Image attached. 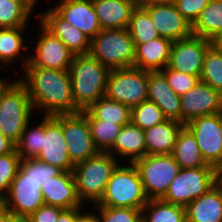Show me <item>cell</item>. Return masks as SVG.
I'll return each instance as SVG.
<instances>
[{"label":"cell","mask_w":222,"mask_h":222,"mask_svg":"<svg viewBox=\"0 0 222 222\" xmlns=\"http://www.w3.org/2000/svg\"><path fill=\"white\" fill-rule=\"evenodd\" d=\"M62 132L73 165L86 161L99 153L92 140L85 111L62 114Z\"/></svg>","instance_id":"30bf717a"},{"label":"cell","mask_w":222,"mask_h":222,"mask_svg":"<svg viewBox=\"0 0 222 222\" xmlns=\"http://www.w3.org/2000/svg\"><path fill=\"white\" fill-rule=\"evenodd\" d=\"M83 207H77V220L76 222H101L98 213L93 209L82 211ZM88 211V212H86ZM95 212V213H94Z\"/></svg>","instance_id":"ee69618b"},{"label":"cell","mask_w":222,"mask_h":222,"mask_svg":"<svg viewBox=\"0 0 222 222\" xmlns=\"http://www.w3.org/2000/svg\"><path fill=\"white\" fill-rule=\"evenodd\" d=\"M222 32V0H211L192 24V35L212 40Z\"/></svg>","instance_id":"f546056e"},{"label":"cell","mask_w":222,"mask_h":222,"mask_svg":"<svg viewBox=\"0 0 222 222\" xmlns=\"http://www.w3.org/2000/svg\"><path fill=\"white\" fill-rule=\"evenodd\" d=\"M210 1L211 0H178L175 5L178 12L193 24Z\"/></svg>","instance_id":"b9f144b4"},{"label":"cell","mask_w":222,"mask_h":222,"mask_svg":"<svg viewBox=\"0 0 222 222\" xmlns=\"http://www.w3.org/2000/svg\"><path fill=\"white\" fill-rule=\"evenodd\" d=\"M63 208L43 204L35 212L29 215L25 222H56Z\"/></svg>","instance_id":"7bdbcfd3"},{"label":"cell","mask_w":222,"mask_h":222,"mask_svg":"<svg viewBox=\"0 0 222 222\" xmlns=\"http://www.w3.org/2000/svg\"><path fill=\"white\" fill-rule=\"evenodd\" d=\"M216 182V169L213 167L181 168L162 200L186 207Z\"/></svg>","instance_id":"ba28073f"},{"label":"cell","mask_w":222,"mask_h":222,"mask_svg":"<svg viewBox=\"0 0 222 222\" xmlns=\"http://www.w3.org/2000/svg\"><path fill=\"white\" fill-rule=\"evenodd\" d=\"M148 199H162L180 171L172 154L145 155L133 163Z\"/></svg>","instance_id":"52a82bcc"},{"label":"cell","mask_w":222,"mask_h":222,"mask_svg":"<svg viewBox=\"0 0 222 222\" xmlns=\"http://www.w3.org/2000/svg\"><path fill=\"white\" fill-rule=\"evenodd\" d=\"M2 3H31L29 0H0V4Z\"/></svg>","instance_id":"f5cc1de1"},{"label":"cell","mask_w":222,"mask_h":222,"mask_svg":"<svg viewBox=\"0 0 222 222\" xmlns=\"http://www.w3.org/2000/svg\"><path fill=\"white\" fill-rule=\"evenodd\" d=\"M68 71L75 107L80 112L105 96L110 69L90 54L74 56Z\"/></svg>","instance_id":"7a4b0ae2"},{"label":"cell","mask_w":222,"mask_h":222,"mask_svg":"<svg viewBox=\"0 0 222 222\" xmlns=\"http://www.w3.org/2000/svg\"><path fill=\"white\" fill-rule=\"evenodd\" d=\"M186 126L195 136L206 164L217 169L222 164L221 113L197 117Z\"/></svg>","instance_id":"4fadbf2b"},{"label":"cell","mask_w":222,"mask_h":222,"mask_svg":"<svg viewBox=\"0 0 222 222\" xmlns=\"http://www.w3.org/2000/svg\"><path fill=\"white\" fill-rule=\"evenodd\" d=\"M46 10L37 14V24L40 23L53 36L59 38L75 56L89 54L91 40L64 20L52 7Z\"/></svg>","instance_id":"e0dca14e"},{"label":"cell","mask_w":222,"mask_h":222,"mask_svg":"<svg viewBox=\"0 0 222 222\" xmlns=\"http://www.w3.org/2000/svg\"><path fill=\"white\" fill-rule=\"evenodd\" d=\"M9 80V78L8 79H5V78H0V89H1V87L7 82Z\"/></svg>","instance_id":"db71d44e"},{"label":"cell","mask_w":222,"mask_h":222,"mask_svg":"<svg viewBox=\"0 0 222 222\" xmlns=\"http://www.w3.org/2000/svg\"><path fill=\"white\" fill-rule=\"evenodd\" d=\"M89 54L110 70L133 67L135 45L127 28L101 30L91 39Z\"/></svg>","instance_id":"8992f818"},{"label":"cell","mask_w":222,"mask_h":222,"mask_svg":"<svg viewBox=\"0 0 222 222\" xmlns=\"http://www.w3.org/2000/svg\"><path fill=\"white\" fill-rule=\"evenodd\" d=\"M212 46H214L219 52L222 53V32L215 36L211 40Z\"/></svg>","instance_id":"681fc988"},{"label":"cell","mask_w":222,"mask_h":222,"mask_svg":"<svg viewBox=\"0 0 222 222\" xmlns=\"http://www.w3.org/2000/svg\"><path fill=\"white\" fill-rule=\"evenodd\" d=\"M101 222H142V209L92 206Z\"/></svg>","instance_id":"f35d334b"},{"label":"cell","mask_w":222,"mask_h":222,"mask_svg":"<svg viewBox=\"0 0 222 222\" xmlns=\"http://www.w3.org/2000/svg\"><path fill=\"white\" fill-rule=\"evenodd\" d=\"M120 163L126 158L127 163H134L146 155L144 131L132 122L122 126L117 139L108 151ZM121 160H120V159Z\"/></svg>","instance_id":"603a6c76"},{"label":"cell","mask_w":222,"mask_h":222,"mask_svg":"<svg viewBox=\"0 0 222 222\" xmlns=\"http://www.w3.org/2000/svg\"><path fill=\"white\" fill-rule=\"evenodd\" d=\"M92 140L99 152H108L114 145L121 125L104 120H88Z\"/></svg>","instance_id":"d590c367"},{"label":"cell","mask_w":222,"mask_h":222,"mask_svg":"<svg viewBox=\"0 0 222 222\" xmlns=\"http://www.w3.org/2000/svg\"><path fill=\"white\" fill-rule=\"evenodd\" d=\"M119 163L106 184L102 198L92 206L142 209L148 202L139 172L133 163Z\"/></svg>","instance_id":"277c9868"},{"label":"cell","mask_w":222,"mask_h":222,"mask_svg":"<svg viewBox=\"0 0 222 222\" xmlns=\"http://www.w3.org/2000/svg\"><path fill=\"white\" fill-rule=\"evenodd\" d=\"M167 120L160 107L146 100L131 108V122L143 131Z\"/></svg>","instance_id":"8d00e7d4"},{"label":"cell","mask_w":222,"mask_h":222,"mask_svg":"<svg viewBox=\"0 0 222 222\" xmlns=\"http://www.w3.org/2000/svg\"><path fill=\"white\" fill-rule=\"evenodd\" d=\"M171 154L180 168L212 167L204 161L197 140L186 125L179 131Z\"/></svg>","instance_id":"83f0119b"},{"label":"cell","mask_w":222,"mask_h":222,"mask_svg":"<svg viewBox=\"0 0 222 222\" xmlns=\"http://www.w3.org/2000/svg\"><path fill=\"white\" fill-rule=\"evenodd\" d=\"M45 204L63 209L83 207L76 192V182L73 171H63L60 175L51 177L41 186Z\"/></svg>","instance_id":"ffe728a7"},{"label":"cell","mask_w":222,"mask_h":222,"mask_svg":"<svg viewBox=\"0 0 222 222\" xmlns=\"http://www.w3.org/2000/svg\"><path fill=\"white\" fill-rule=\"evenodd\" d=\"M134 44H142L159 37L148 11L144 7H136L127 27Z\"/></svg>","instance_id":"836d02e7"},{"label":"cell","mask_w":222,"mask_h":222,"mask_svg":"<svg viewBox=\"0 0 222 222\" xmlns=\"http://www.w3.org/2000/svg\"><path fill=\"white\" fill-rule=\"evenodd\" d=\"M25 85L34 110L42 115L56 116L80 112L75 107L68 70L24 67Z\"/></svg>","instance_id":"6da1fadb"},{"label":"cell","mask_w":222,"mask_h":222,"mask_svg":"<svg viewBox=\"0 0 222 222\" xmlns=\"http://www.w3.org/2000/svg\"><path fill=\"white\" fill-rule=\"evenodd\" d=\"M102 30L127 28L136 7L123 0H92Z\"/></svg>","instance_id":"4316f807"},{"label":"cell","mask_w":222,"mask_h":222,"mask_svg":"<svg viewBox=\"0 0 222 222\" xmlns=\"http://www.w3.org/2000/svg\"><path fill=\"white\" fill-rule=\"evenodd\" d=\"M0 222H25V219L6 210L0 205Z\"/></svg>","instance_id":"bcb514c9"},{"label":"cell","mask_w":222,"mask_h":222,"mask_svg":"<svg viewBox=\"0 0 222 222\" xmlns=\"http://www.w3.org/2000/svg\"><path fill=\"white\" fill-rule=\"evenodd\" d=\"M142 222H186L185 207L150 199L142 208Z\"/></svg>","instance_id":"4dcf8cb0"},{"label":"cell","mask_w":222,"mask_h":222,"mask_svg":"<svg viewBox=\"0 0 222 222\" xmlns=\"http://www.w3.org/2000/svg\"><path fill=\"white\" fill-rule=\"evenodd\" d=\"M41 186L34 179L28 178L20 169L0 200V205L6 210L26 219L40 206L45 204Z\"/></svg>","instance_id":"8fae6325"},{"label":"cell","mask_w":222,"mask_h":222,"mask_svg":"<svg viewBox=\"0 0 222 222\" xmlns=\"http://www.w3.org/2000/svg\"><path fill=\"white\" fill-rule=\"evenodd\" d=\"M124 2L130 3L134 7H143L146 0H123Z\"/></svg>","instance_id":"f907efd6"},{"label":"cell","mask_w":222,"mask_h":222,"mask_svg":"<svg viewBox=\"0 0 222 222\" xmlns=\"http://www.w3.org/2000/svg\"><path fill=\"white\" fill-rule=\"evenodd\" d=\"M37 37L36 45L33 48L30 45L29 48L35 50V53L29 55V63L25 67L68 70L75 55L67 46L40 23Z\"/></svg>","instance_id":"7c38bea8"},{"label":"cell","mask_w":222,"mask_h":222,"mask_svg":"<svg viewBox=\"0 0 222 222\" xmlns=\"http://www.w3.org/2000/svg\"><path fill=\"white\" fill-rule=\"evenodd\" d=\"M53 9L90 40L102 30L92 0H57Z\"/></svg>","instance_id":"d6986e66"},{"label":"cell","mask_w":222,"mask_h":222,"mask_svg":"<svg viewBox=\"0 0 222 222\" xmlns=\"http://www.w3.org/2000/svg\"><path fill=\"white\" fill-rule=\"evenodd\" d=\"M15 149V143L0 132V155L12 153Z\"/></svg>","instance_id":"f6af8a7d"},{"label":"cell","mask_w":222,"mask_h":222,"mask_svg":"<svg viewBox=\"0 0 222 222\" xmlns=\"http://www.w3.org/2000/svg\"><path fill=\"white\" fill-rule=\"evenodd\" d=\"M77 220V208L64 209L56 222H76Z\"/></svg>","instance_id":"7dc6e473"},{"label":"cell","mask_w":222,"mask_h":222,"mask_svg":"<svg viewBox=\"0 0 222 222\" xmlns=\"http://www.w3.org/2000/svg\"><path fill=\"white\" fill-rule=\"evenodd\" d=\"M85 112L87 120H104L121 126L131 122V108L106 96L93 103Z\"/></svg>","instance_id":"f1b7e54d"},{"label":"cell","mask_w":222,"mask_h":222,"mask_svg":"<svg viewBox=\"0 0 222 222\" xmlns=\"http://www.w3.org/2000/svg\"><path fill=\"white\" fill-rule=\"evenodd\" d=\"M26 29L28 27L0 28V63L5 69L12 67L18 58H21V69L29 63L30 54L26 52L29 51L30 45L27 46L24 40V34L28 32Z\"/></svg>","instance_id":"d4e9b609"},{"label":"cell","mask_w":222,"mask_h":222,"mask_svg":"<svg viewBox=\"0 0 222 222\" xmlns=\"http://www.w3.org/2000/svg\"><path fill=\"white\" fill-rule=\"evenodd\" d=\"M148 71L126 67L110 70L105 96L130 108L147 100Z\"/></svg>","instance_id":"9c48e42d"},{"label":"cell","mask_w":222,"mask_h":222,"mask_svg":"<svg viewBox=\"0 0 222 222\" xmlns=\"http://www.w3.org/2000/svg\"><path fill=\"white\" fill-rule=\"evenodd\" d=\"M199 79L222 94V53L212 45L205 54Z\"/></svg>","instance_id":"e575fe53"},{"label":"cell","mask_w":222,"mask_h":222,"mask_svg":"<svg viewBox=\"0 0 222 222\" xmlns=\"http://www.w3.org/2000/svg\"><path fill=\"white\" fill-rule=\"evenodd\" d=\"M172 44V40L160 36L142 44H134L133 67L145 71H161L168 65Z\"/></svg>","instance_id":"7402d4cb"},{"label":"cell","mask_w":222,"mask_h":222,"mask_svg":"<svg viewBox=\"0 0 222 222\" xmlns=\"http://www.w3.org/2000/svg\"><path fill=\"white\" fill-rule=\"evenodd\" d=\"M35 7L32 3L0 4V28L28 27Z\"/></svg>","instance_id":"d6a6232c"},{"label":"cell","mask_w":222,"mask_h":222,"mask_svg":"<svg viewBox=\"0 0 222 222\" xmlns=\"http://www.w3.org/2000/svg\"><path fill=\"white\" fill-rule=\"evenodd\" d=\"M181 123L222 113V94L212 86L199 81L192 89L180 97Z\"/></svg>","instance_id":"2e32d148"},{"label":"cell","mask_w":222,"mask_h":222,"mask_svg":"<svg viewBox=\"0 0 222 222\" xmlns=\"http://www.w3.org/2000/svg\"><path fill=\"white\" fill-rule=\"evenodd\" d=\"M147 100L155 102L167 119L181 122V100L162 71H148Z\"/></svg>","instance_id":"44dd1931"},{"label":"cell","mask_w":222,"mask_h":222,"mask_svg":"<svg viewBox=\"0 0 222 222\" xmlns=\"http://www.w3.org/2000/svg\"><path fill=\"white\" fill-rule=\"evenodd\" d=\"M33 105L25 85L17 78L0 89V132L15 144L32 121Z\"/></svg>","instance_id":"3957f363"},{"label":"cell","mask_w":222,"mask_h":222,"mask_svg":"<svg viewBox=\"0 0 222 222\" xmlns=\"http://www.w3.org/2000/svg\"><path fill=\"white\" fill-rule=\"evenodd\" d=\"M21 160L16 149L12 153L0 155V200L7 193L17 175Z\"/></svg>","instance_id":"ab89813d"},{"label":"cell","mask_w":222,"mask_h":222,"mask_svg":"<svg viewBox=\"0 0 222 222\" xmlns=\"http://www.w3.org/2000/svg\"><path fill=\"white\" fill-rule=\"evenodd\" d=\"M4 69V66L0 63V70ZM1 78V77H0Z\"/></svg>","instance_id":"9f6ffc18"},{"label":"cell","mask_w":222,"mask_h":222,"mask_svg":"<svg viewBox=\"0 0 222 222\" xmlns=\"http://www.w3.org/2000/svg\"><path fill=\"white\" fill-rule=\"evenodd\" d=\"M183 126L184 124L179 121L167 119L144 130L146 155L171 154Z\"/></svg>","instance_id":"484cf974"},{"label":"cell","mask_w":222,"mask_h":222,"mask_svg":"<svg viewBox=\"0 0 222 222\" xmlns=\"http://www.w3.org/2000/svg\"><path fill=\"white\" fill-rule=\"evenodd\" d=\"M36 126L29 121L15 144L17 154L21 159L36 158L41 150L42 133L45 130V115ZM31 125V126H30Z\"/></svg>","instance_id":"1f68e13d"},{"label":"cell","mask_w":222,"mask_h":222,"mask_svg":"<svg viewBox=\"0 0 222 222\" xmlns=\"http://www.w3.org/2000/svg\"><path fill=\"white\" fill-rule=\"evenodd\" d=\"M34 6H37L39 0H29Z\"/></svg>","instance_id":"11a10c76"},{"label":"cell","mask_w":222,"mask_h":222,"mask_svg":"<svg viewBox=\"0 0 222 222\" xmlns=\"http://www.w3.org/2000/svg\"><path fill=\"white\" fill-rule=\"evenodd\" d=\"M178 0H146L145 5H175Z\"/></svg>","instance_id":"c3c4849f"},{"label":"cell","mask_w":222,"mask_h":222,"mask_svg":"<svg viewBox=\"0 0 222 222\" xmlns=\"http://www.w3.org/2000/svg\"><path fill=\"white\" fill-rule=\"evenodd\" d=\"M216 180L222 188V164L216 169Z\"/></svg>","instance_id":"816d5d0a"},{"label":"cell","mask_w":222,"mask_h":222,"mask_svg":"<svg viewBox=\"0 0 222 222\" xmlns=\"http://www.w3.org/2000/svg\"><path fill=\"white\" fill-rule=\"evenodd\" d=\"M28 178L34 179L42 185L51 177L60 175L63 170L57 166L47 164L36 158L22 159L19 168Z\"/></svg>","instance_id":"74e56055"},{"label":"cell","mask_w":222,"mask_h":222,"mask_svg":"<svg viewBox=\"0 0 222 222\" xmlns=\"http://www.w3.org/2000/svg\"><path fill=\"white\" fill-rule=\"evenodd\" d=\"M161 71L164 73L171 89L180 97L200 81L199 76L178 72L168 66Z\"/></svg>","instance_id":"60d3db41"},{"label":"cell","mask_w":222,"mask_h":222,"mask_svg":"<svg viewBox=\"0 0 222 222\" xmlns=\"http://www.w3.org/2000/svg\"><path fill=\"white\" fill-rule=\"evenodd\" d=\"M221 133H222V113H221Z\"/></svg>","instance_id":"6f0895ef"},{"label":"cell","mask_w":222,"mask_h":222,"mask_svg":"<svg viewBox=\"0 0 222 222\" xmlns=\"http://www.w3.org/2000/svg\"><path fill=\"white\" fill-rule=\"evenodd\" d=\"M36 159L57 166L63 171H73L67 143L62 132V114L45 115V130L42 133L41 150Z\"/></svg>","instance_id":"9a60e30c"},{"label":"cell","mask_w":222,"mask_h":222,"mask_svg":"<svg viewBox=\"0 0 222 222\" xmlns=\"http://www.w3.org/2000/svg\"><path fill=\"white\" fill-rule=\"evenodd\" d=\"M119 163L110 153L99 152L92 158L74 165L76 192L83 205L90 202L94 205L100 201L106 184Z\"/></svg>","instance_id":"5b68a950"},{"label":"cell","mask_w":222,"mask_h":222,"mask_svg":"<svg viewBox=\"0 0 222 222\" xmlns=\"http://www.w3.org/2000/svg\"><path fill=\"white\" fill-rule=\"evenodd\" d=\"M186 222H222V188L216 182L185 207Z\"/></svg>","instance_id":"cb8c5ba5"},{"label":"cell","mask_w":222,"mask_h":222,"mask_svg":"<svg viewBox=\"0 0 222 222\" xmlns=\"http://www.w3.org/2000/svg\"><path fill=\"white\" fill-rule=\"evenodd\" d=\"M160 37L177 41L192 35V24L176 5H144Z\"/></svg>","instance_id":"ac0fdd59"},{"label":"cell","mask_w":222,"mask_h":222,"mask_svg":"<svg viewBox=\"0 0 222 222\" xmlns=\"http://www.w3.org/2000/svg\"><path fill=\"white\" fill-rule=\"evenodd\" d=\"M211 45L210 40L195 35L173 41L167 66L178 72L200 76L205 54Z\"/></svg>","instance_id":"5bb4252c"}]
</instances>
